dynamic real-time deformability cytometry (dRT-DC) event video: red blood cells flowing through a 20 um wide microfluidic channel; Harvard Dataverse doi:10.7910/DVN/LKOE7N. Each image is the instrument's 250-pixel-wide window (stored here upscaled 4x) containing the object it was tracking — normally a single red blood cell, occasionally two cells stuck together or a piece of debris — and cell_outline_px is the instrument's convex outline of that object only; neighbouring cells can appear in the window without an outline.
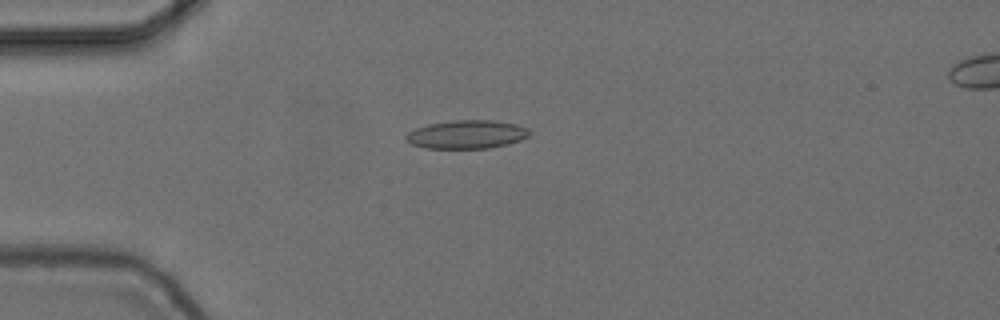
{"species": "common noctule bat (a hibernating species)", "species_latin": "Nyctalus noctula", "temperature_condition": "cold", "stored_images_in_passage": 55, "camera_frame_rate_fps": 3000, "um_per_image_px": 0.085, "animal": {"sex": "female", "body_mass_g": 24.6, "forearm_length_mm": 56.2}, "frame": {"image": 1, "passage_image": 15, "time_ms": 4.667, "image_size_px": [1000, 320], "cell_outline_px": [[532, 132], [528, 136], [520, 140], [508, 144], [488, 148], [424, 148], [412, 144], [404, 136], [408, 132], [416, 128], [428, 124], [452, 120], [496, 120], [516, 124], [528, 128]], "centroid_in_image_um": [39.7, 11.41], "position_along_channel_um": 45.3, "area_um2": 20.52}}
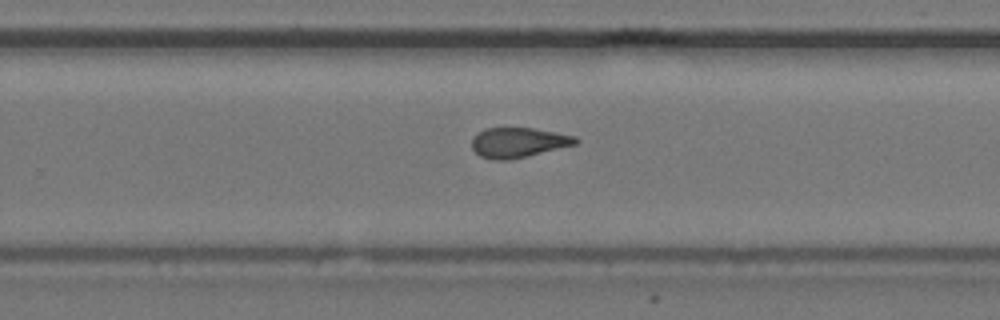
{"frame": {"image": 2, "passage_image": 36, "time_ms": 11.667, "image_size_px": [1000, 320], "cell_outline_px": [[580, 140], [576, 144], [528, 156], [508, 160], [492, 160], [480, 156], [472, 148], [472, 140], [484, 128], [532, 128], [556, 132], [576, 136]], "centroid_in_image_um": [44.08, 12.12], "position_along_channel_um": 285.7, "area_um2": 18.03}}
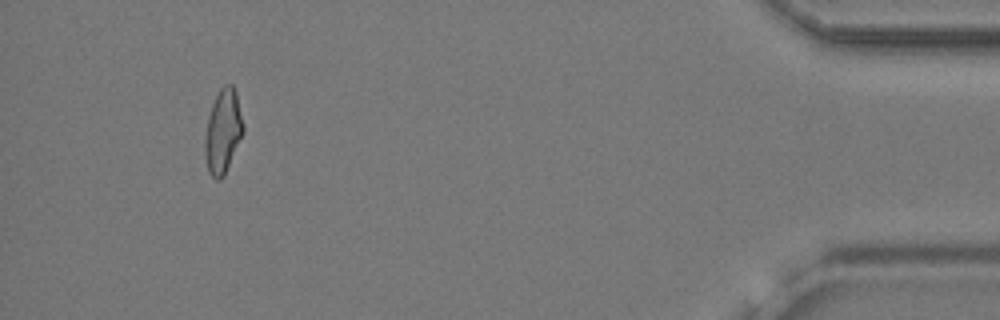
{"frame": {"image": 3, "passage_image": 52, "time_ms": 17.0, "image_size_px": [1000, 320], "cell_outline_px": [[244, 132], [224, 176], [220, 180], [216, 180], [208, 172], [204, 156], [204, 136], [208, 116], [212, 104], [220, 88], [224, 84], [232, 84], [236, 92], [244, 124]], "centroid_in_image_um": [18.94, 11.18], "position_along_channel_um": 416.3, "area_um2": 19.02}, "authors_computed_cell_mechanics": {"area_um2": 19.0162, "velocity_mm_per_s": 3.7339, "shape_relaxation_time_tau1_ms": null, "shape_relaxation_time_tau2_ms": 3.4865, "deformation_change_tau1": null, "deformation_change_tau2": 0.0964}}